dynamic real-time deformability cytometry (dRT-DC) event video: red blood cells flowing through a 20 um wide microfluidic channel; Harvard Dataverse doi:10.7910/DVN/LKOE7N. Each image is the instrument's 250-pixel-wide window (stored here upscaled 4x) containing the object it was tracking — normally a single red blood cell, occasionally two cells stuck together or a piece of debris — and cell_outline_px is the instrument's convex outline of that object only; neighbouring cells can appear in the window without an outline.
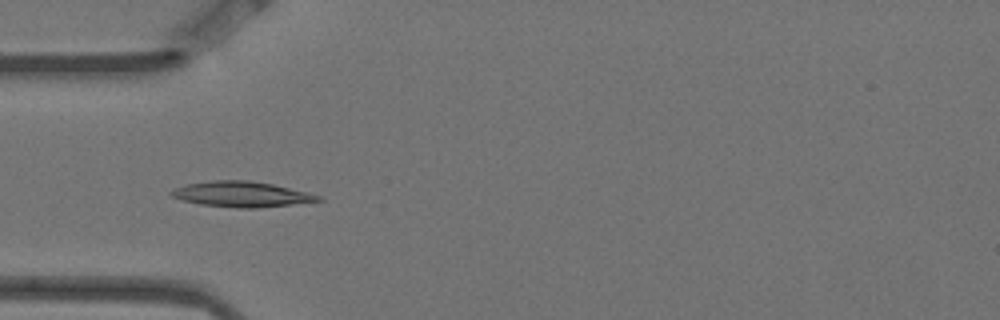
{"species": "Egyptian fruit bat (a non-hibernating species)", "species_latin": "Rousettus aegyptiacus", "temperature_condition": "warm", "stored_images_in_passage": 4, "camera_frame_rate_fps": 3000, "um_per_image_px": 0.085, "animal": {"sex": "female"}, "frame": {"image": 1, "passage_image": 4, "time_ms": 1.0, "image_size_px": [1000, 320], "cell_outline_px": [[324, 200], [292, 204], [256, 208], [236, 208], [200, 204], [168, 196], [168, 192], [172, 188], [184, 184], [212, 180], [252, 180], [272, 184], [308, 192], [324, 196]], "centroid_in_image_um": [20.5, 16.5], "position_along_channel_um": 64.5, "area_um2": 22.08}}